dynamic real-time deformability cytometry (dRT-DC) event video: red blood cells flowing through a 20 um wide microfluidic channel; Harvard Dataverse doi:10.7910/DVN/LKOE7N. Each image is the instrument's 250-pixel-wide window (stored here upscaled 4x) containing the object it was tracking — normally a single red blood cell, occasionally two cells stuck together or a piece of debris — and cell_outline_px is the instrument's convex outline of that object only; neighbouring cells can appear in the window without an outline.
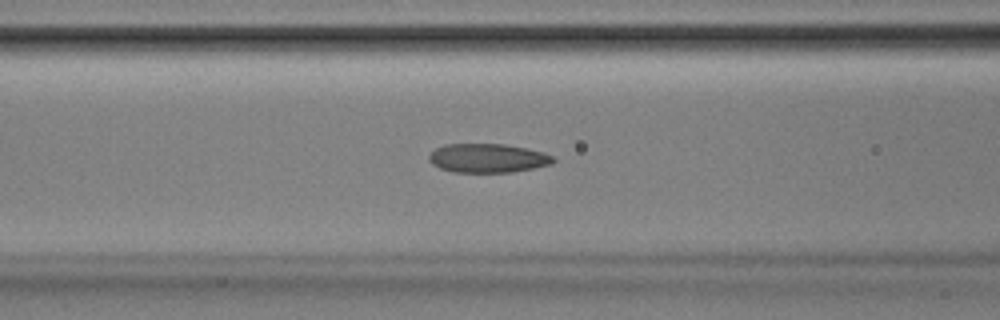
{"species": "Egyptian fruit bat (a non-hibernating species)", "species_latin": "Rousettus aegyptiacus", "temperature_condition": "room temperature", "stored_images_in_passage": 38, "camera_frame_rate_fps": 3000, "um_per_image_px": 0.085, "animal": {"sex": "male"}, "frame": {"image": 1, "passage_image": 7, "time_ms": 2.0, "image_size_px": [1000, 320], "cell_outline_px": [[556, 160], [552, 164], [512, 172], [452, 172], [440, 168], [432, 164], [428, 160], [428, 156], [436, 148], [444, 144], [504, 144], [528, 148], [544, 152], [556, 156]], "centroid_in_image_um": [41.49, 13.44], "position_along_channel_um": 125.1, "area_um2": 21.15}}
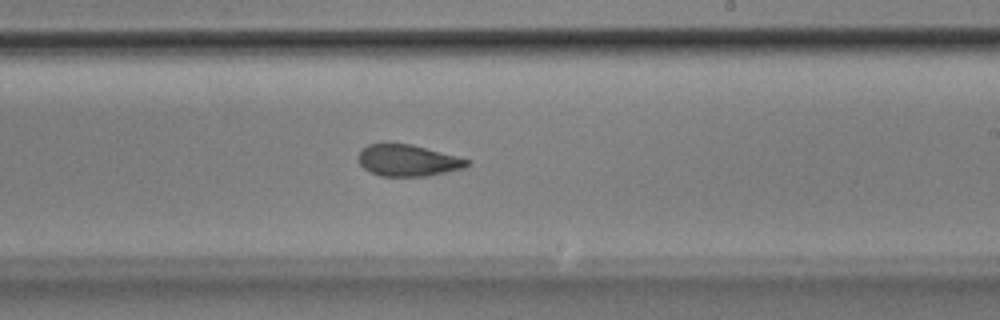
{"frame": {"image": 2, "passage_image": 17, "time_ms": 5.333, "image_size_px": [1000, 320], "cell_outline_px": [[472, 160], [464, 168], [428, 176], [380, 176], [364, 168], [360, 164], [360, 152], [368, 144], [384, 140], [412, 144]], "centroid_in_image_um": [34.66, 13.6], "position_along_channel_um": 254.3, "area_um2": 20.35}}
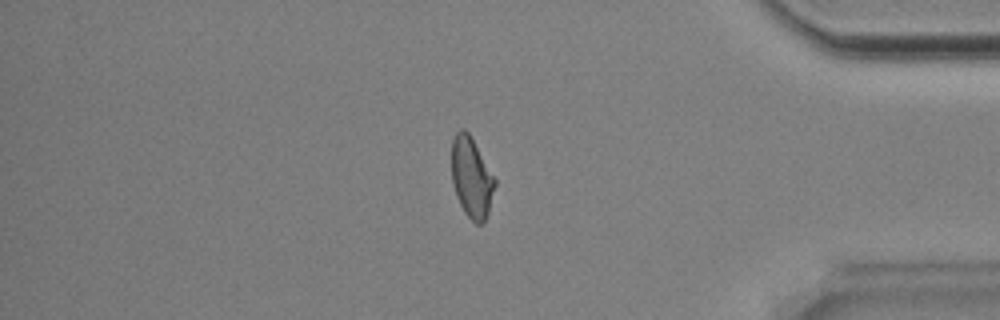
{"frame": {"image": 3, "passage_image": 30, "time_ms": 9.667, "image_size_px": [1000, 320], "cell_outline_px": [[496, 184], [488, 212], [484, 220], [480, 224], [476, 224], [464, 212], [456, 196], [452, 184], [452, 140], [456, 132], [460, 128], [464, 128], [468, 132], [496, 180]], "centroid_in_image_um": [40.06, 15.08], "position_along_channel_um": 395.1, "area_um2": 20.06}, "authors_computed_cell_mechanics": {"area_um2": 20.6057, "velocity_mm_per_s": 3.8871, "shape_relaxation_time_tau1_ms": 7.4767, "shape_relaxation_time_tau2_ms": 2.1618, "deformation_change_tau1": 0.1783, "deformation_change_tau2": 0.0865}}